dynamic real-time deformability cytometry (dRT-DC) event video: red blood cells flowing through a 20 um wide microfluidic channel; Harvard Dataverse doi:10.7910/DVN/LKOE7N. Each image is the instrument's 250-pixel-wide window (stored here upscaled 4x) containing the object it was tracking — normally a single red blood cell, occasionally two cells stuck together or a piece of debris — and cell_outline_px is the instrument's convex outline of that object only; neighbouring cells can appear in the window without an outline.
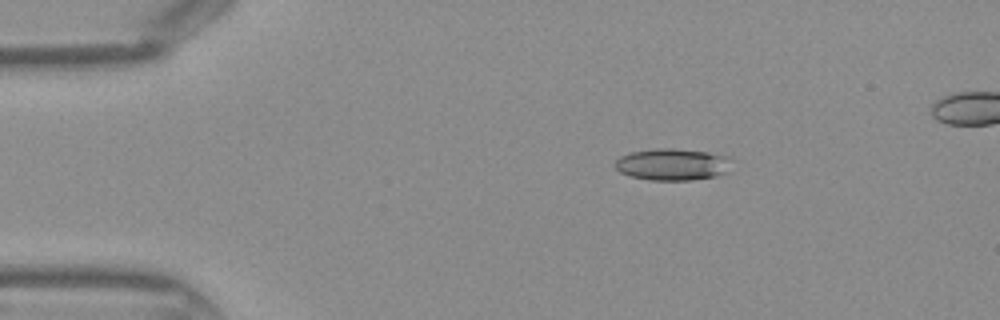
{"species": "Egyptian fruit bat (a non-hibernating species)", "species_latin": "Rousettus aegyptiacus", "temperature_condition": "warm", "stored_images_in_passage": 36, "camera_frame_rate_fps": 3000, "um_per_image_px": 0.085, "frame": {"image": 1, "passage_image": 1, "time_ms": 0.0, "image_size_px": [1000, 320], "cell_outline_px": [[736, 160], [728, 172], [716, 176], [688, 180], [652, 180], [632, 176], [620, 172], [616, 168], [616, 160], [620, 156], [632, 152], [656, 148], [672, 148], [708, 152], [732, 156]], "centroid_in_image_um": [57.28, 13.96], "position_along_channel_um": 27.7, "area_um2": 21.91}}
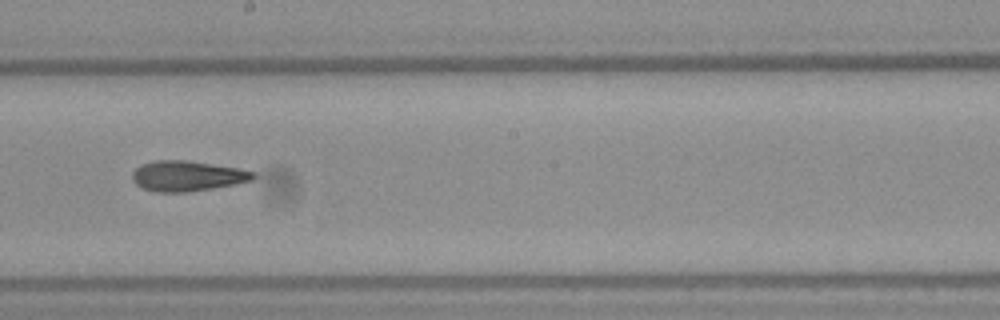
{"frame": {"image": 2, "passage_image": 18, "time_ms": 5.667, "image_size_px": [1000, 320], "cell_outline_px": [[256, 176], [252, 180], [212, 188], [188, 192], [156, 192], [144, 188], [136, 184], [132, 180], [132, 172], [136, 168], [144, 164], [156, 160], [184, 160], [240, 168], [256, 172]], "centroid_in_image_um": [15.92, 14.95], "position_along_channel_um": 232.3, "area_um2": 21.21}}
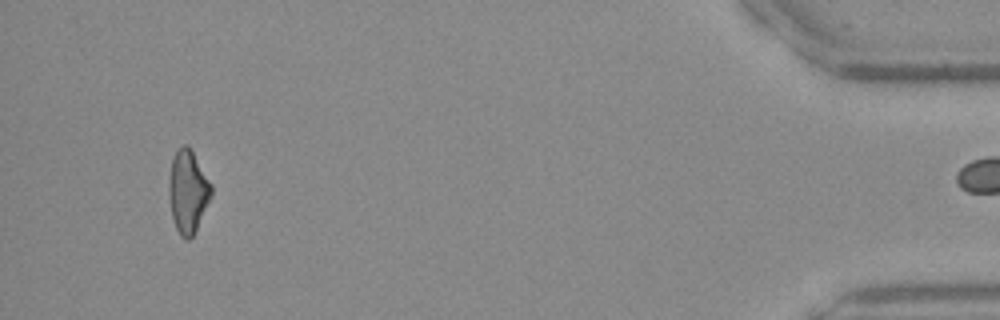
{"frame": {"image": 3, "passage_image": 35, "time_ms": 11.333, "image_size_px": [1000, 320], "cell_outline_px": [[212, 196], [192, 236], [188, 240], [184, 240], [180, 236], [176, 228], [172, 216], [168, 196], [168, 180], [172, 160], [176, 152], [184, 144], [188, 144], [212, 184]], "centroid_in_image_um": [15.96, 16.28], "position_along_channel_um": 419.2, "area_um2": 20.4}}